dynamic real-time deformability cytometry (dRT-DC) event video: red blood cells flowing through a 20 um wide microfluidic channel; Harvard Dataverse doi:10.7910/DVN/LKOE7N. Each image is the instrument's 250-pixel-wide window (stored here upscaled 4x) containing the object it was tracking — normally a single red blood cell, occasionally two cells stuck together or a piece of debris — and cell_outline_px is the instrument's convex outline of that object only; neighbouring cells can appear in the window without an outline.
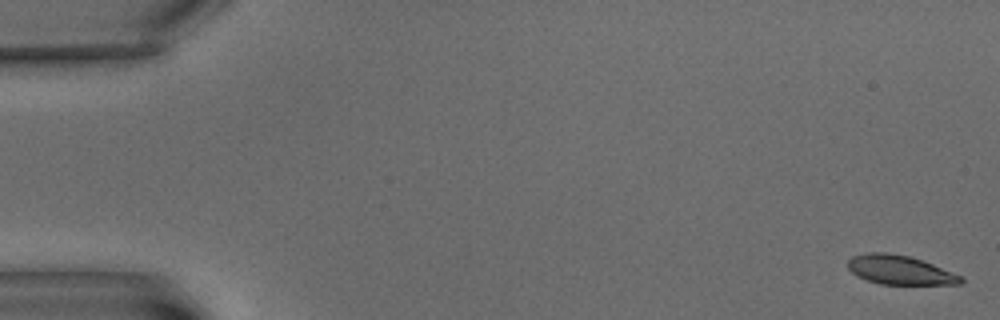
{"species": "common noctule bat (a hibernating species)", "species_latin": "Nyctalus noctula", "temperature_condition": "warm", "stored_images_in_passage": 8, "camera_frame_rate_fps": 3000, "um_per_image_px": 0.085, "animal": {"sex": "male", "body_mass_g": 15.6}, "frame": {"image": 1, "passage_image": 1, "time_ms": 0.0, "image_size_px": [1000, 320], "cell_outline_px": [[964, 280], [960, 284], [880, 284], [856, 276], [848, 268], [848, 260], [852, 256], [868, 252], [884, 252], [908, 256], [932, 264], [960, 276]], "centroid_in_image_um": [76.43, 22.94], "position_along_channel_um": 8.6, "area_um2": 18.84}}
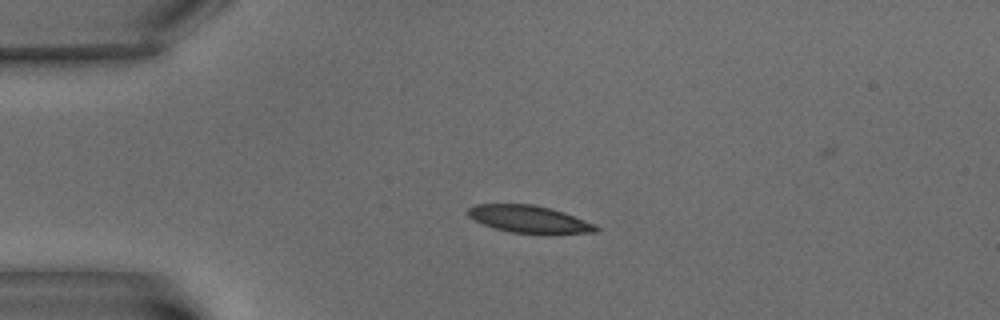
{"frame": {"image": 2, "passage_image": 5, "time_ms": 5.0, "image_size_px": [1000, 320], "cell_outline_px": [[600, 228], [596, 232], [512, 232], [492, 228], [472, 220], [468, 216], [468, 208], [476, 204], [532, 204], [564, 212], [596, 224]], "centroid_in_image_um": [44.91, 18.6], "position_along_channel_um": 40.1, "area_um2": 19.88}}
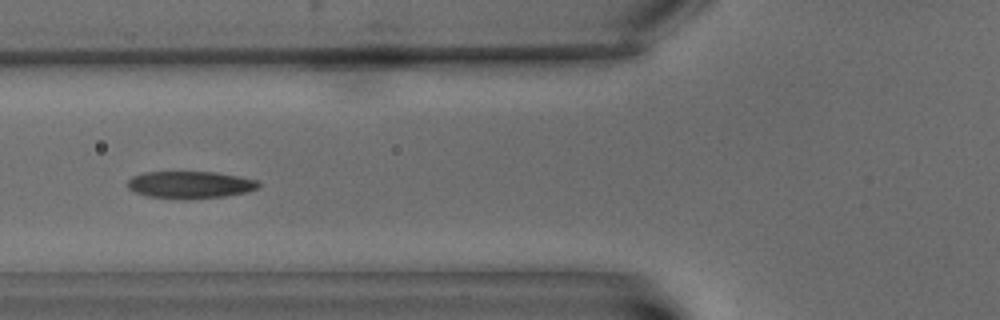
{"frame": {"image": 3, "passage_image": 7, "time_ms": 8.333, "image_size_px": [1000, 320], "cell_outline_px": [[260, 184], [256, 188], [248, 192], [224, 196], [184, 200], [148, 196], [136, 192], [128, 188], [128, 180], [132, 176], [144, 172], [216, 172], [240, 176], [256, 180]], "centroid_in_image_um": [16.16, 15.71], "position_along_channel_um": 109.6, "area_um2": 20.81}}